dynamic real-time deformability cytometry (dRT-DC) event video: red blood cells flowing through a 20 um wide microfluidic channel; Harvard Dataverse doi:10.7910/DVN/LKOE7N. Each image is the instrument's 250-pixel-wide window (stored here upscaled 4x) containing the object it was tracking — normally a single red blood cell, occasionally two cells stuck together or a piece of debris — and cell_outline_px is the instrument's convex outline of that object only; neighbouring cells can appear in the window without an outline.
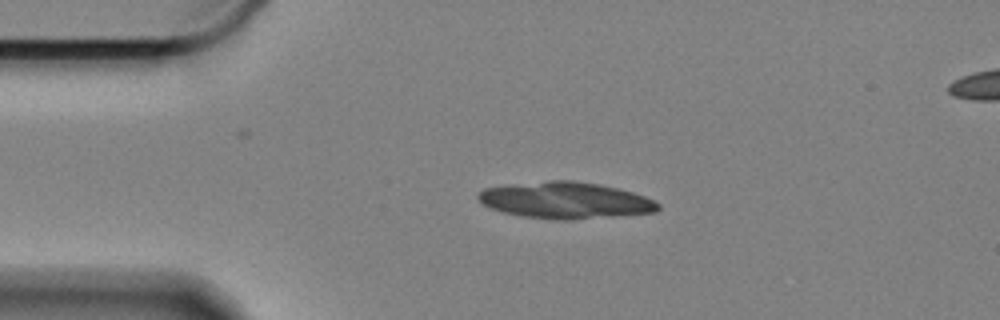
{"species": "Egyptian fruit bat (a non-hibernating species)", "species_latin": "Rousettus aegyptiacus", "temperature_condition": "cold", "stored_images_in_passage": 18, "camera_frame_rate_fps": 3000, "um_per_image_px": 0.085, "animal": {"sex": "female"}, "frame": {"image": 1, "passage_image": 8, "time_ms": 2.333, "image_size_px": [1000, 320], "cell_outline_px": [[660, 208], [656, 212], [572, 220], [556, 220], [520, 216], [504, 212], [492, 208], [484, 204], [476, 196], [484, 188], [512, 184], [552, 180], [572, 180], [600, 184], [632, 192], [644, 196], [660, 204]], "centroid_in_image_um": [48.07, 17.03], "position_along_channel_um": 36.9, "area_um2": 38.15}}